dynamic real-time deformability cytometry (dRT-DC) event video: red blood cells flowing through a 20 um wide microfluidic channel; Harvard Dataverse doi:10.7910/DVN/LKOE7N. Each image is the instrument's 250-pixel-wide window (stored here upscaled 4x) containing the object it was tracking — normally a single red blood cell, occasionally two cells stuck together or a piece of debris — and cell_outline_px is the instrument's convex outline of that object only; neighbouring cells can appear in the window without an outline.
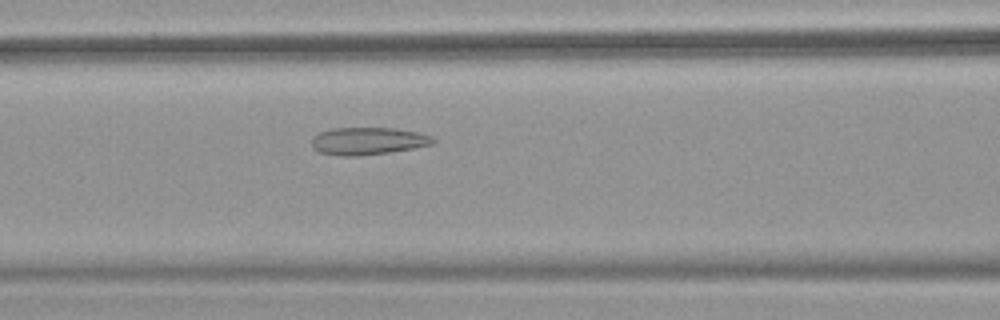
{"species": "common noctule bat (a hibernating species)", "species_latin": "Nyctalus noctula", "temperature_condition": "warm", "stored_images_in_passage": 35, "camera_frame_rate_fps": 3000, "um_per_image_px": 0.085, "animal": {"sex": "female", "body_mass_g": 18.4}, "frame": {"image": 1, "passage_image": 6, "time_ms": 1.667, "image_size_px": [1000, 320], "cell_outline_px": [[436, 140], [432, 144], [416, 148], [388, 152], [356, 156], [340, 156], [320, 152], [312, 148], [312, 136], [320, 132], [332, 128], [396, 128], [416, 132], [432, 136]], "centroid_in_image_um": [31.26, 11.98], "position_along_channel_um": 135.3, "area_um2": 19.42}}
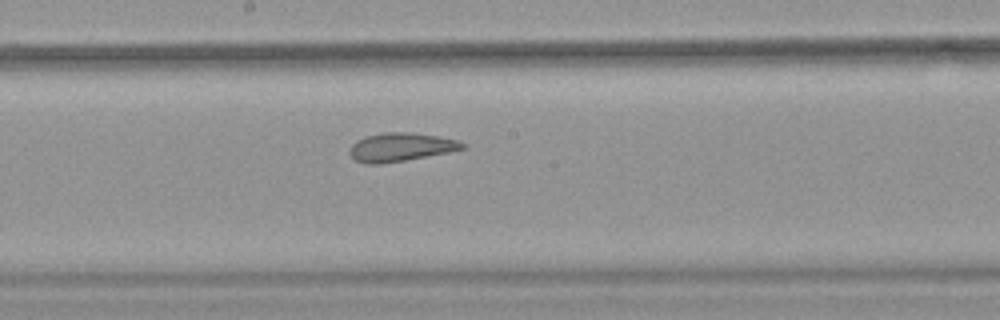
{"frame": {"image": 2, "passage_image": 12, "time_ms": 3.667, "image_size_px": [1000, 320], "cell_outline_px": [[464, 148], [448, 152], [404, 160], [380, 164], [368, 164], [356, 160], [348, 152], [352, 144], [356, 140], [364, 136], [384, 132], [412, 132], [436, 136], [456, 140], [464, 144]], "centroid_in_image_um": [33.99, 12.49], "position_along_channel_um": 214.2, "area_um2": 18.5}}
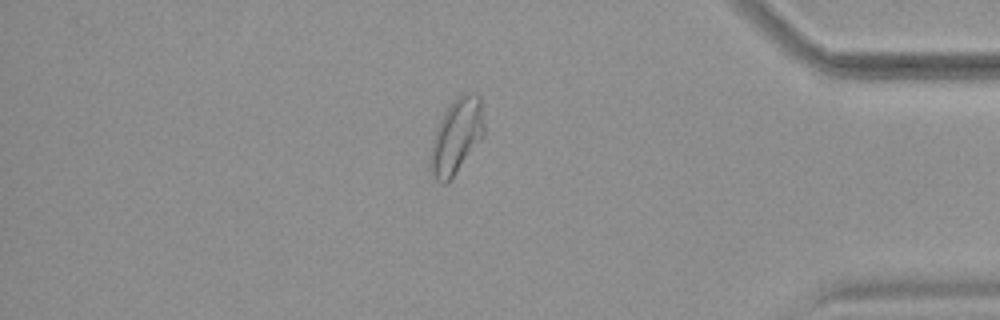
{"frame": {"image": 3, "passage_image": 28, "time_ms": 9.0, "image_size_px": [1000, 320], "cell_outline_px": [[484, 136], [452, 176], [444, 184], [440, 184], [432, 176], [428, 160], [432, 140], [436, 128], [444, 112], [452, 100], [456, 96], [472, 92], [480, 96], [484, 124]], "centroid_in_image_um": [38.77, 11.56], "position_along_channel_um": 396.4, "area_um2": 23.47}, "authors_computed_cell_mechanics": {"area_um2": 19.4208, "velocity_mm_per_s": 3.9574, "shape_relaxation_time_tau1_ms": null, "shape_relaxation_time_tau2_ms": 1.9756, "deformation_change_tau1": null, "deformation_change_tau2": 0.0856}}